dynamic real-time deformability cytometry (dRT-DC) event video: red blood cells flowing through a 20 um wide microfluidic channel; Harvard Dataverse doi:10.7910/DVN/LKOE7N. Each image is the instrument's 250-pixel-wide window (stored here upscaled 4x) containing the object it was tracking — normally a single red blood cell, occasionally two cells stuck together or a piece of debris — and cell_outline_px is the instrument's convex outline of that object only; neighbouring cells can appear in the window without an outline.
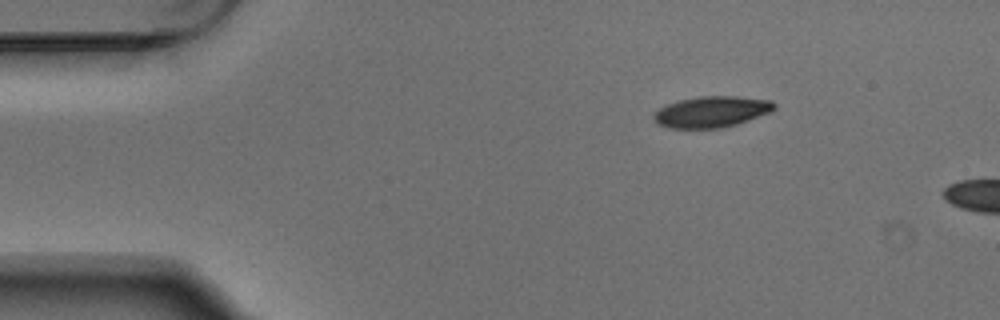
{"species": "Egyptian fruit bat (a non-hibernating species)", "species_latin": "Rousettus aegyptiacus", "temperature_condition": "warm", "stored_images_in_passage": 3, "camera_frame_rate_fps": 3000, "um_per_image_px": 0.085, "animal": {"sex": "male"}, "frame": {"image": 1, "passage_image": 1, "time_ms": 0.0, "image_size_px": [1000, 320], "cell_outline_px": [[776, 108], [768, 112], [748, 120], [736, 124], [720, 128], [668, 128], [652, 120], [652, 116], [660, 108], [668, 104], [680, 100], [696, 96], [736, 96], [772, 100], [776, 104]], "centroid_in_image_um": [60.48, 9.49], "position_along_channel_um": 24.5, "area_um2": 21.73}}